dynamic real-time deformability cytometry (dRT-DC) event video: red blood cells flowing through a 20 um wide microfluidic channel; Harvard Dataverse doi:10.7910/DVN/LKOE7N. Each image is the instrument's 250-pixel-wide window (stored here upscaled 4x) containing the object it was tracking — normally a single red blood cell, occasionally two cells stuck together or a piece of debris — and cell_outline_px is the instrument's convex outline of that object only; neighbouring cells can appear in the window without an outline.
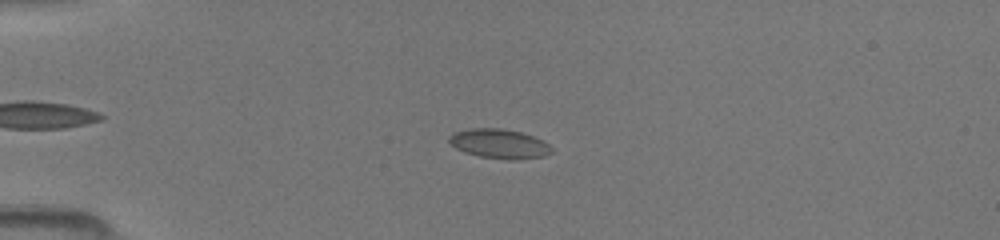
{"species": "common noctule bat (a hibernating species)", "species_latin": "Nyctalus noctula", "temperature_condition": "room temperature", "stored_images_in_passage": 37, "camera_frame_rate_fps": 3000, "um_per_image_px": 0.085, "animal": {"sex": "female", "body_mass_g": 19.5, "forearm_length_mm": 54.1}, "frame": {"image": 1, "passage_image": 5, "time_ms": 1.333, "image_size_px": [1000, 240], "cell_outline_px": [[552, 152], [544, 156], [512, 160], [480, 156], [464, 152], [456, 148], [448, 140], [448, 136], [452, 132], [468, 128], [500, 128], [520, 132], [532, 136], [548, 144], [552, 148]], "centroid_in_image_um": [42.39, 12.21], "position_along_channel_um": 42.6, "area_um2": 17.46}}
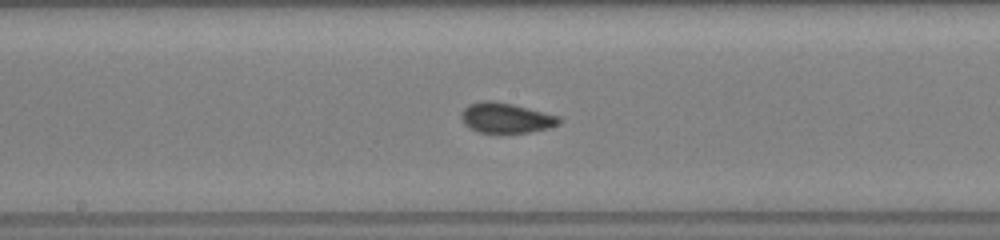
{"frame": {"image": 2, "passage_image": 19, "time_ms": 6.0, "image_size_px": [1000, 240], "cell_outline_px": [[560, 124], [548, 128], [528, 132], [480, 132], [468, 128], [464, 124], [460, 116], [460, 112], [468, 104], [480, 100], [492, 100], [512, 104], [560, 116]], "centroid_in_image_um": [42.96, 10.0], "position_along_channel_um": 205.2, "area_um2": 17.22}}
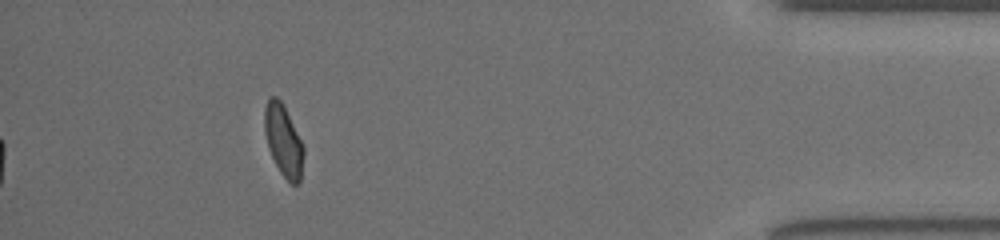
{"frame": {"image": 3, "passage_image": 37, "time_ms": 12.0, "image_size_px": [1000, 240], "cell_outline_px": [[304, 152], [300, 184], [292, 184], [280, 172], [268, 148], [264, 132], [264, 108], [268, 96], [276, 96], [280, 100], [304, 148]], "centroid_in_image_um": [24.06, 11.95], "position_along_channel_um": 411.1, "area_um2": 16.01}}